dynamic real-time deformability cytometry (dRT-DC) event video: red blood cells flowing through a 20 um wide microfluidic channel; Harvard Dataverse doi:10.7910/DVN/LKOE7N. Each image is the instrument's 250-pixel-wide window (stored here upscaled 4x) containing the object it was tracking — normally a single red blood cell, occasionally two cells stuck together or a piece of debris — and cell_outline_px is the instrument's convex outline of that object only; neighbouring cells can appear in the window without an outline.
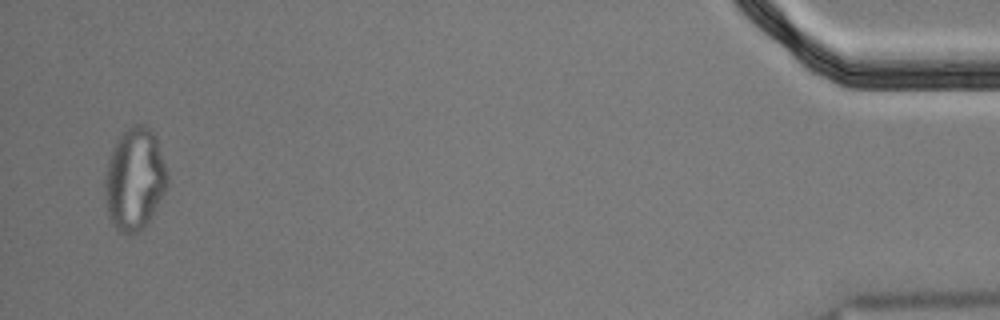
{"species": "Egyptian fruit bat (a non-hibernating species)", "species_latin": "Rousettus aegyptiacus", "temperature_condition": "cold", "stored_images_in_passage": 47, "segment_of_instrument_passage": [2, 2], "camera_frame_rate_fps": 3000, "um_per_image_px": 0.085, "animal": {"sex": "male"}, "frame": {"image": 1, "passage_image": 46, "time_ms": 15.0, "image_size_px": [1000, 320], "cell_outline_px": [[168, 184], [152, 216], [144, 228], [140, 232], [128, 236], [120, 232], [112, 224], [108, 216], [104, 192], [104, 176], [112, 152], [120, 136], [132, 124], [144, 124], [156, 136], [168, 176]], "centroid_in_image_um": [11.44, 15.29], "position_along_channel_um": 423.8, "area_um2": 37.22}}